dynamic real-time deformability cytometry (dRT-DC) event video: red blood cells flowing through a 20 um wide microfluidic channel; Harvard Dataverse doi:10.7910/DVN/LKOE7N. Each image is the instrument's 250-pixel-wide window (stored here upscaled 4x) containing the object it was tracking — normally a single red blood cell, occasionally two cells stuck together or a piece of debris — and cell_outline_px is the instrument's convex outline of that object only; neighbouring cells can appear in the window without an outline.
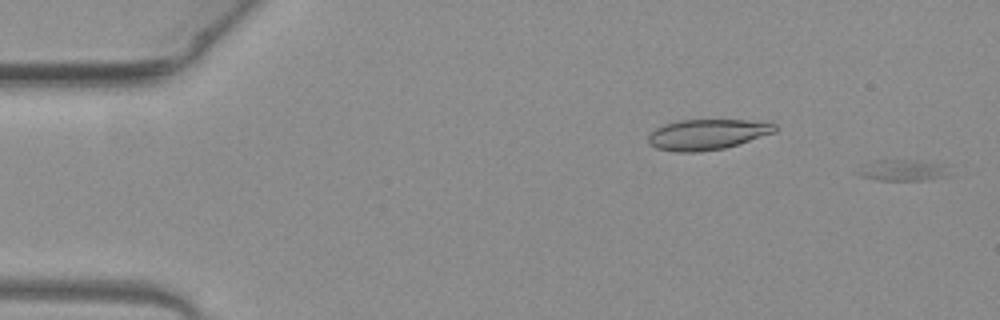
{"species": "common noctule bat (a hibernating species)", "species_latin": "Nyctalus noctula", "temperature_condition": "warm", "stored_images_in_passage": 51, "camera_frame_rate_fps": 3000, "um_per_image_px": 0.085, "animal": {"sex": "female", "body_mass_g": 19.3, "forearm_length_mm": 54.1}, "frame": {"image": 1, "passage_image": 1, "time_ms": 0.0, "image_size_px": [1000, 320], "cell_outline_px": [[952, 176], [924, 180], [880, 180], [860, 176], [856, 172], [860, 164], [872, 160], [916, 160], [944, 164]], "centroid_in_image_um": [76.71, 14.46], "position_along_channel_um": 8.3, "area_um2": 11.62}}
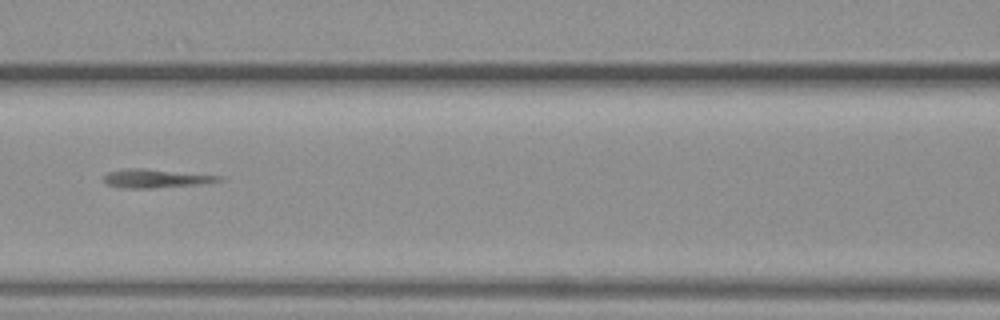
{"frame": {"image": 2, "passage_image": 23, "time_ms": 7.333, "image_size_px": [1000, 320], "cell_outline_px": [[224, 180], [200, 184], [152, 188], [120, 188], [108, 184], [104, 180], [104, 176], [108, 172], [124, 168], [144, 168], [224, 176]], "centroid_in_image_um": [13.25, 15.16], "position_along_channel_um": 153.3, "area_um2": 12.54}}
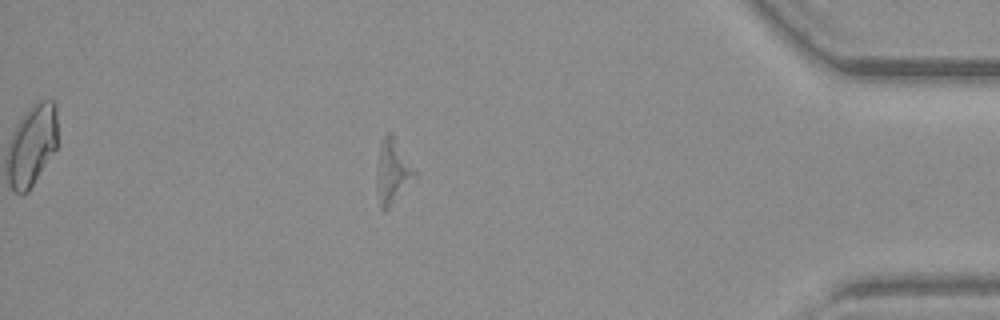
{"frame": {"image": 3, "passage_image": 45, "time_ms": 14.667, "image_size_px": [1000, 320], "cell_outline_px": [[416, 172], [388, 208], [384, 212], [380, 208], [376, 188], [376, 164], [380, 148], [384, 136], [388, 132], [392, 132]], "centroid_in_image_um": [33.29, 14.55], "position_along_channel_um": 401.9, "area_um2": 13.64}}